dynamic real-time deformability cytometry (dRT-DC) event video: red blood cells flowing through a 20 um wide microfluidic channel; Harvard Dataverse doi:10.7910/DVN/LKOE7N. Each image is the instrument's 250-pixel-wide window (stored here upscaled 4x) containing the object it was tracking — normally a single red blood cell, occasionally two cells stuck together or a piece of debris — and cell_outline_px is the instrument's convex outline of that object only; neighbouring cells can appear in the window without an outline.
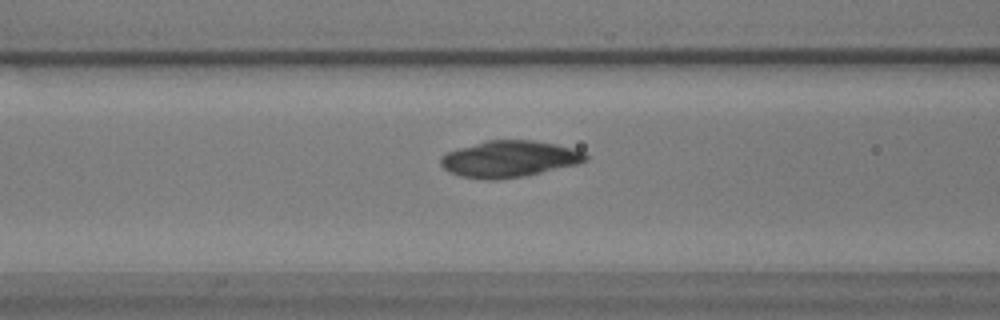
{"species": "common noctule bat (a hibernating species)", "species_latin": "Nyctalus noctula", "temperature_condition": "warm", "stored_images_in_passage": 45, "camera_frame_rate_fps": 3000, "um_per_image_px": 0.085, "animal": {"sex": "male", "body_mass_g": 17.9}, "frame": {"image": 1, "passage_image": 11, "time_ms": 3.333, "image_size_px": [1000, 320], "cell_outline_px": [[588, 160], [576, 164], [524, 176], [496, 180], [484, 180], [460, 176], [448, 172], [440, 164], [440, 156], [456, 148], [488, 140], [532, 140], [556, 144], [572, 148], [584, 152], [588, 156]], "centroid_in_image_um": [43.25, 13.51], "position_along_channel_um": 123.4, "area_um2": 30.87}}
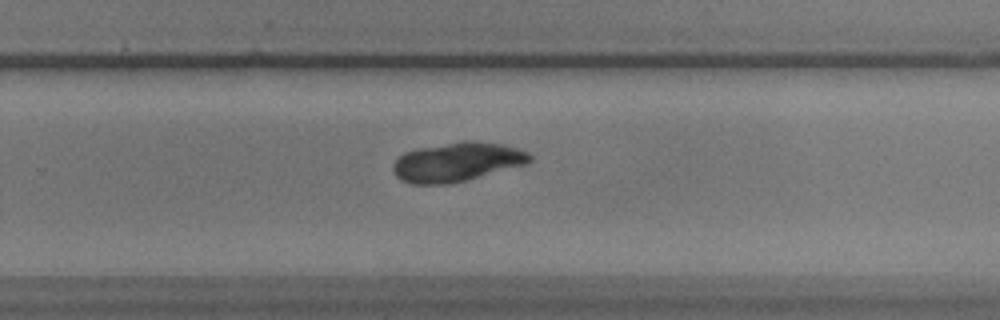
{"frame": {"image": 2, "passage_image": 25, "time_ms": 8.0, "image_size_px": [1000, 320], "cell_outline_px": [[532, 160], [528, 164], [448, 184], [412, 184], [400, 180], [396, 176], [392, 168], [392, 164], [404, 152], [420, 148], [464, 140], [504, 144], [528, 152], [532, 156]], "centroid_in_image_um": [38.85, 13.77], "position_along_channel_um": 291.0, "area_um2": 31.04}}
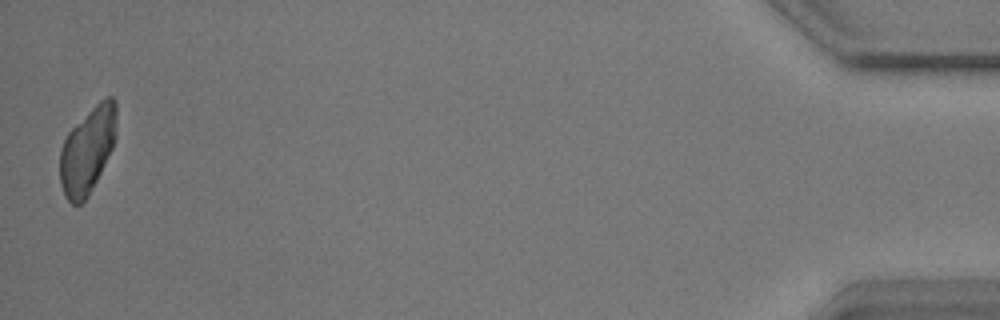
{"frame": {"image": 3, "passage_image": 44, "time_ms": 14.333, "image_size_px": [1000, 320], "cell_outline_px": [[116, 136], [112, 148], [88, 196], [80, 204], [72, 204], [64, 196], [60, 184], [60, 148], [68, 132], [104, 96], [112, 96], [116, 100]], "centroid_in_image_um": [7.43, 12.76], "position_along_channel_um": 427.8, "area_um2": 28.21}}